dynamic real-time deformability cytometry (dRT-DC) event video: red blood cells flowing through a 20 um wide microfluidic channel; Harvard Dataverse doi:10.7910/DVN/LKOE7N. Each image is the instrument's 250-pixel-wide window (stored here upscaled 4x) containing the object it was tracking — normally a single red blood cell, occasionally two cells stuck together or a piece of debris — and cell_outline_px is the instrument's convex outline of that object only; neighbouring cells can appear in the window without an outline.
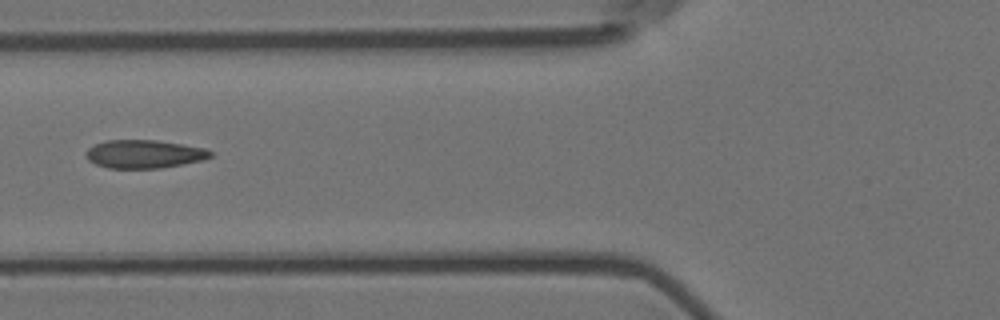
{"species": "Egyptian fruit bat (a non-hibernating species)", "species_latin": "Rousettus aegyptiacus", "temperature_condition": "room temperature", "stored_images_in_passage": 10, "camera_frame_rate_fps": 3000, "um_per_image_px": 0.085, "animal": {"sex": "female"}, "frame": {"image": 1, "passage_image": 5, "time_ms": 1.333, "image_size_px": [1000, 320], "cell_outline_px": [[212, 156], [204, 160], [160, 168], [108, 168], [96, 164], [88, 160], [88, 148], [96, 144], [108, 140], [156, 140], [208, 148], [212, 152]], "centroid_in_image_um": [12.32, 13.09], "position_along_channel_um": 113.5, "area_um2": 20.4}}
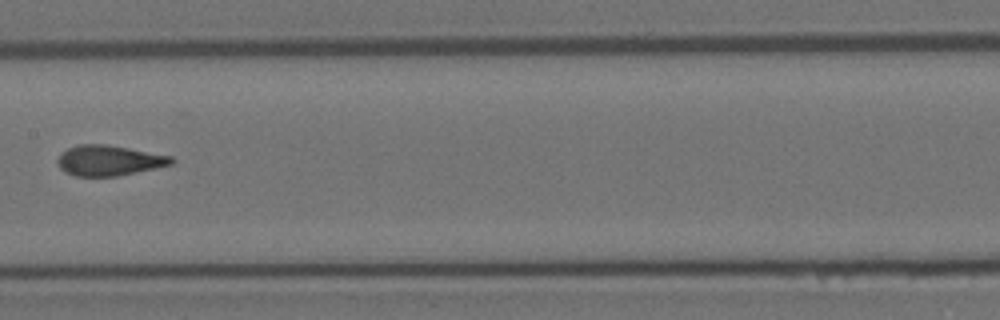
{"frame": {"image": 2, "passage_image": 7, "time_ms": 2.0, "image_size_px": [1000, 320], "cell_outline_px": [[176, 160], [172, 164], [116, 176], [76, 176], [64, 172], [60, 168], [56, 160], [60, 152], [76, 144], [104, 144], [128, 148], [172, 156]], "centroid_in_image_um": [9.21, 13.63], "position_along_channel_um": 198.2, "area_um2": 20.11}}
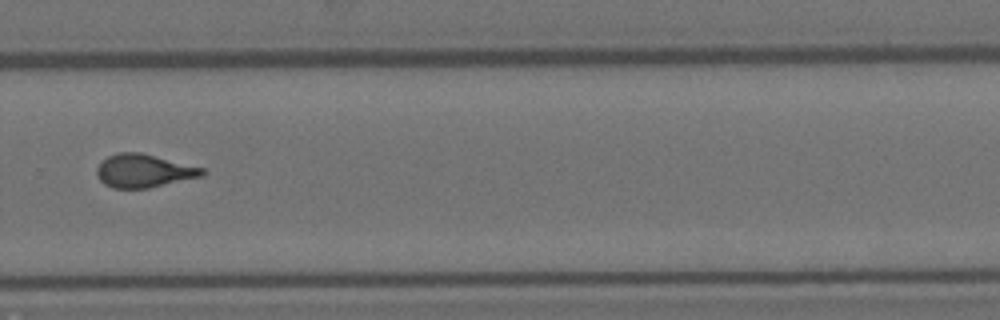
{"frame": {"image": 3, "passage_image": 10, "time_ms": 3.0, "image_size_px": [1000, 320], "cell_outline_px": [[208, 172], [204, 176], [148, 188], [112, 188], [104, 184], [96, 176], [96, 168], [108, 156], [120, 152], [140, 152], [204, 168]], "centroid_in_image_um": [12.24, 14.53], "position_along_channel_um": 317.6, "area_um2": 20.46}}